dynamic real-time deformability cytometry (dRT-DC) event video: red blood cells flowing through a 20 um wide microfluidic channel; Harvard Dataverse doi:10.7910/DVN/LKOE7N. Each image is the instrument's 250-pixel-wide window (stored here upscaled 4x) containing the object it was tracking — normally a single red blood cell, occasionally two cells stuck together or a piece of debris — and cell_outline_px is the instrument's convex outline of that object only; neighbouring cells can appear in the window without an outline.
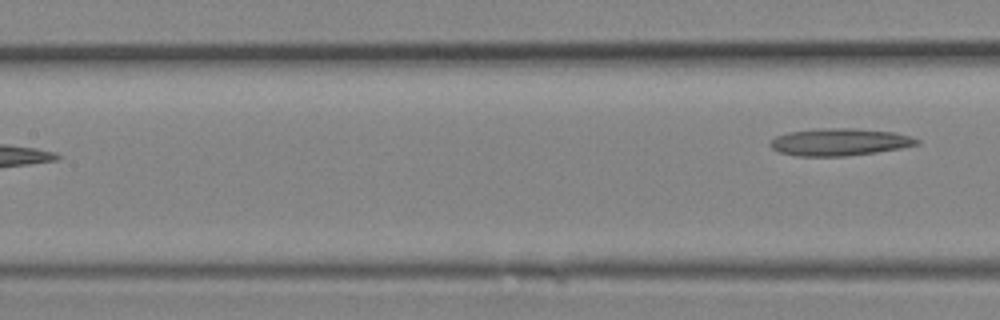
{"species": "Egyptian fruit bat (a non-hibernating species)", "species_latin": "Rousettus aegyptiacus", "temperature_condition": "room temperature", "stored_images_in_passage": 11, "segment_of_instrument_passage": [3, 3], "camera_frame_rate_fps": 3000, "um_per_image_px": 0.085, "animal": {"sex": "female"}, "frame": {"image": 1, "passage_image": 11, "time_ms": 3.333, "image_size_px": [1000, 320], "cell_outline_px": [[920, 144], [900, 148], [876, 152], [848, 156], [796, 156], [780, 152], [772, 148], [768, 144], [776, 136], [788, 132], [812, 128], [852, 128], [892, 132], [912, 136], [920, 140]], "centroid_in_image_um": [71.35, 12.07], "position_along_channel_um": 136.1, "area_um2": 23.41}}